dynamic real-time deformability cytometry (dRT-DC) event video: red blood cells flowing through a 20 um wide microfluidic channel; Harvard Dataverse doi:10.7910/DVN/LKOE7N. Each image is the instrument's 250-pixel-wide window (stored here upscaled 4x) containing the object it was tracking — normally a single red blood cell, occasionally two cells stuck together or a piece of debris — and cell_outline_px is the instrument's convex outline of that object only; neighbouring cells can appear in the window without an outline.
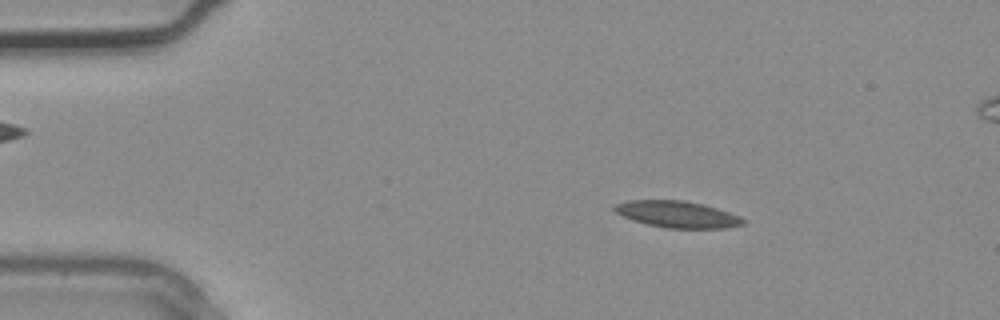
{"species": "common noctule bat (a hibernating species)", "species_latin": "Nyctalus noctula", "temperature_condition": "warm", "stored_images_in_passage": 3, "camera_frame_rate_fps": 3000, "um_per_image_px": 0.085, "animal": {"sex": "male", "body_mass_g": 20.4}, "frame": {"image": 1, "passage_image": 1, "time_ms": 0.0, "image_size_px": [1000, 320], "cell_outline_px": [[744, 224], [728, 228], [664, 228], [632, 220], [616, 212], [612, 208], [612, 204], [628, 200], [684, 200], [704, 204], [740, 216], [744, 220]], "centroid_in_image_um": [57.54, 18.21], "position_along_channel_um": 27.5, "area_um2": 20.0}}